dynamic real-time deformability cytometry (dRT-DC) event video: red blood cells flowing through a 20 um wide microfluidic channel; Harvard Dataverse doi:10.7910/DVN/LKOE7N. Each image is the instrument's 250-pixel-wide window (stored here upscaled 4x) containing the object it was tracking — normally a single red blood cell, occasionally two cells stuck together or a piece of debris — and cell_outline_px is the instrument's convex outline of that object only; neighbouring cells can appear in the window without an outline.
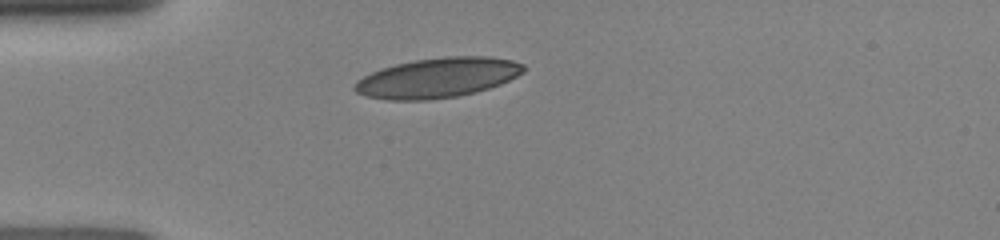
{"species": "human", "species_latin": "Homo sapiens", "temperature_condition": "room temperature", "stored_images_in_passage": 11, "camera_frame_rate_fps": 3000, "um_per_image_px": 0.085, "donor": {"sex": "female"}, "frame": {"image": 1, "passage_image": 1, "time_ms": 0.0, "image_size_px": [1000, 240], "cell_outline_px": [[524, 72], [500, 84], [488, 88], [456, 96], [428, 100], [388, 100], [368, 96], [356, 92], [352, 88], [356, 80], [380, 68], [396, 64], [416, 60], [444, 56], [488, 56], [512, 60], [524, 64]], "centroid_in_image_um": [37.17, 6.6], "position_along_channel_um": 47.8, "area_um2": 39.07}}
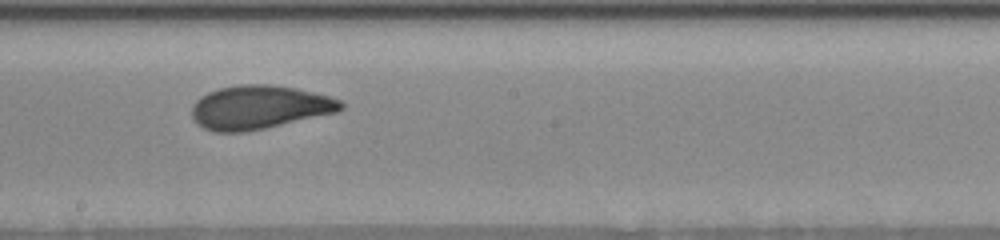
{"frame": {"image": 2, "passage_image": 7, "time_ms": 4.667, "image_size_px": [1000, 240], "cell_outline_px": [[344, 108], [340, 112], [248, 132], [212, 132], [196, 124], [192, 120], [192, 104], [200, 96], [208, 92], [220, 88], [240, 84], [268, 84], [296, 88], [328, 96], [340, 100], [344, 104]], "centroid_in_image_um": [22.03, 9.13], "position_along_channel_um": 226.2, "area_um2": 38.38}}
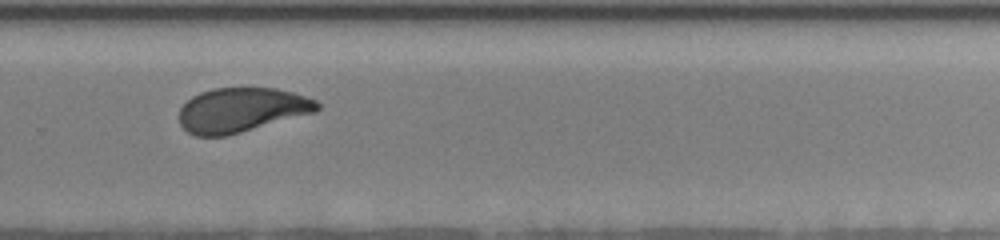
{"frame": {"image": 3, "passage_image": 10, "time_ms": 6.667, "image_size_px": [1000, 240], "cell_outline_px": [[320, 108], [316, 112], [228, 136], [196, 136], [188, 132], [180, 124], [180, 108], [192, 96], [200, 92], [212, 88], [276, 88], [292, 92], [316, 100], [320, 104]], "centroid_in_image_um": [20.54, 9.35], "position_along_channel_um": 309.3, "area_um2": 35.84}}